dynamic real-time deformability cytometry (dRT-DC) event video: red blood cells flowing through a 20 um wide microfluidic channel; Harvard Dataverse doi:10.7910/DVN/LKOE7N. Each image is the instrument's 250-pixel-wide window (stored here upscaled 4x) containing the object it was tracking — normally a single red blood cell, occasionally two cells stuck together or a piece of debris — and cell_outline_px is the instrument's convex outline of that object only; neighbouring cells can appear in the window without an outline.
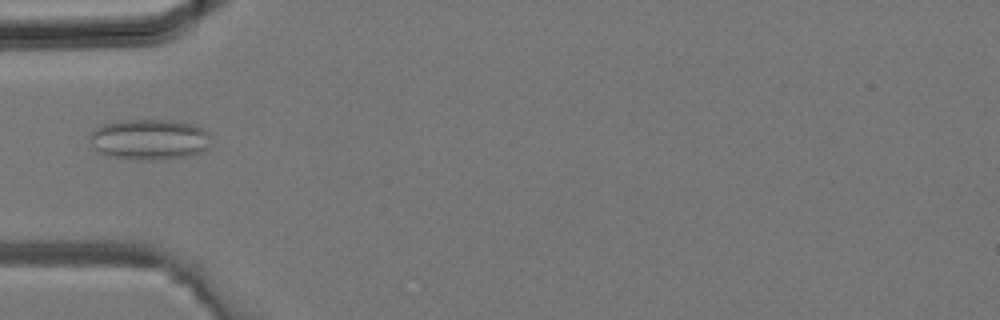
{"species": "common noctule bat (a hibernating species)", "species_latin": "Nyctalus noctula", "temperature_condition": "room temperature", "stored_images_in_passage": 31, "camera_frame_rate_fps": 3000, "um_per_image_px": 0.085, "animal": {"sex": "male", "body_mass_g": 19.2, "forearm_length_mm": 51.8}, "frame": {"image": 1, "passage_image": 7, "time_ms": 2.0, "image_size_px": [1000, 320], "cell_outline_px": [[212, 144], [204, 152], [188, 156], [160, 160], [148, 160], [108, 156], [100, 152], [88, 140], [88, 136], [96, 128], [104, 124], [120, 120], [172, 120], [192, 124], [204, 128], [208, 132]], "centroid_in_image_um": [12.75, 11.85], "position_along_channel_um": 72.2, "area_um2": 29.02}}
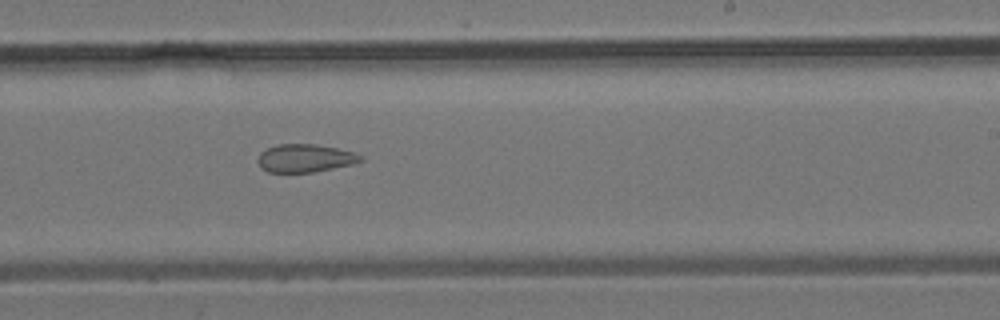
{"frame": {"image": 2, "passage_image": 17, "time_ms": 5.333, "image_size_px": [1000, 320], "cell_outline_px": [[364, 160], [352, 164], [312, 172], [268, 172], [260, 168], [256, 160], [260, 152], [276, 144], [316, 144], [356, 152], [364, 156]], "centroid_in_image_um": [25.92, 13.44], "position_along_channel_um": 263.1, "area_um2": 16.94}}
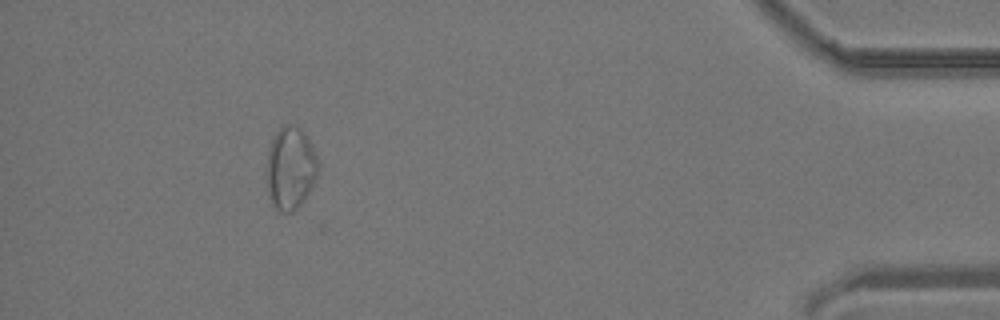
{"frame": {"image": 3, "passage_image": 28, "time_ms": 9.0, "image_size_px": [1000, 320], "cell_outline_px": [[320, 168], [304, 200], [292, 212], [280, 212], [272, 204], [268, 188], [268, 148], [280, 124], [292, 124], [300, 128], [308, 136], [312, 144]], "centroid_in_image_um": [24.71, 14.24], "position_along_channel_um": 410.5, "area_um2": 24.68}}